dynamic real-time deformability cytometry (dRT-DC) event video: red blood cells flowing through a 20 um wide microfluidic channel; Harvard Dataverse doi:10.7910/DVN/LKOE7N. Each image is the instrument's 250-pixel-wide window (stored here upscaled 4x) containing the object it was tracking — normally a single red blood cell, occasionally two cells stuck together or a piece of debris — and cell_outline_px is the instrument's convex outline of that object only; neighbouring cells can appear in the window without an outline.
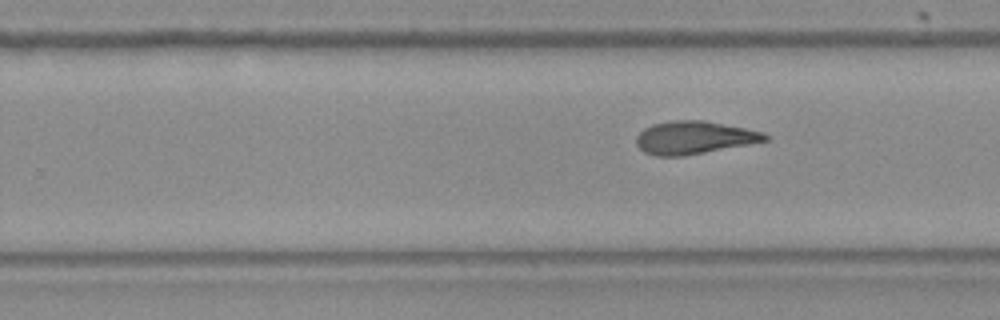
{"species": "Egyptian fruit bat (a non-hibernating species)", "species_latin": "Rousettus aegyptiacus", "temperature_condition": "room temperature", "stored_images_in_passage": 10, "segment_of_instrument_passage": [2, 2], "camera_frame_rate_fps": 3000, "um_per_image_px": 0.085, "frame": {"image": 1, "passage_image": 10, "time_ms": 3.0, "image_size_px": [1000, 320], "cell_outline_px": [[768, 140], [748, 144], [684, 156], [656, 156], [644, 152], [636, 144], [636, 136], [644, 128], [652, 124], [672, 120], [704, 120], [764, 132], [768, 136]], "centroid_in_image_um": [58.96, 11.69], "position_along_channel_um": 270.8, "area_um2": 24.57}}